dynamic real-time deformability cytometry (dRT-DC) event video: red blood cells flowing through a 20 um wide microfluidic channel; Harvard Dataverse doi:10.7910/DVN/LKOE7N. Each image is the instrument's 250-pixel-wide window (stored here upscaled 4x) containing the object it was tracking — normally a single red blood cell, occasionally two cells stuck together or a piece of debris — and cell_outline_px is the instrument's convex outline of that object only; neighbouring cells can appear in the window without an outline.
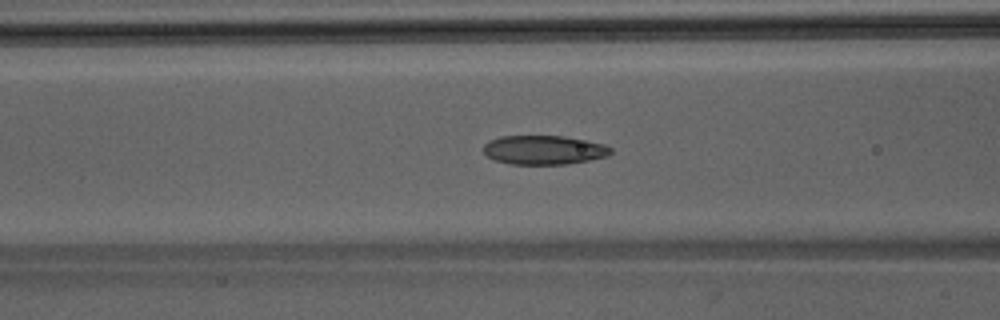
{"species": "Egyptian fruit bat (a non-hibernating species)", "species_latin": "Rousettus aegyptiacus", "temperature_condition": "room temperature", "stored_images_in_passage": 48, "camera_frame_rate_fps": 3000, "um_per_image_px": 0.085, "animal": {"sex": "male"}, "frame": {"image": 1, "passage_image": 19, "time_ms": 6.0, "image_size_px": [1000, 320], "cell_outline_px": [[612, 152], [608, 156], [588, 160], [564, 164], [512, 164], [496, 160], [488, 156], [484, 152], [484, 144], [488, 140], [500, 136], [564, 136], [588, 140], [604, 144], [612, 148]], "centroid_in_image_um": [46.25, 12.73], "position_along_channel_um": 120.4, "area_um2": 21.56}}
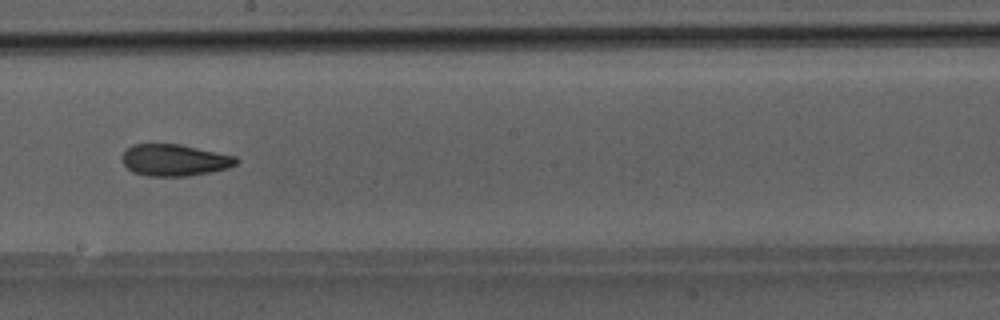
{"frame": {"image": 2, "passage_image": 27, "time_ms": 8.667, "image_size_px": [1000, 320], "cell_outline_px": [[240, 160], [236, 164], [228, 168], [212, 172], [188, 176], [148, 176], [132, 172], [120, 160], [124, 152], [132, 144], [180, 144], [236, 156]], "centroid_in_image_um": [14.84, 13.61], "position_along_channel_um": 233.4, "area_um2": 21.21}}
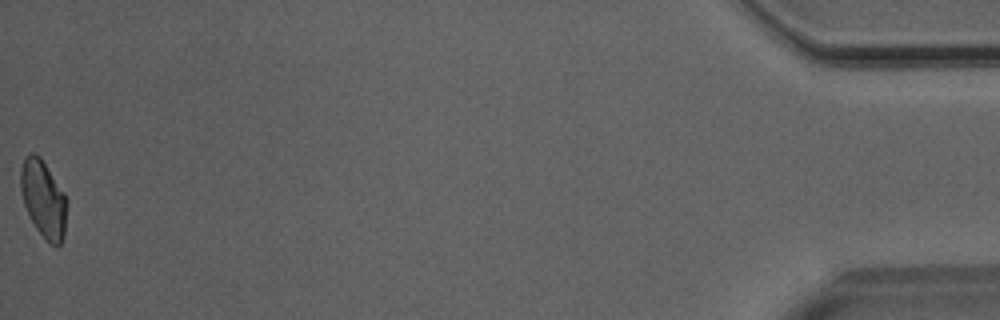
{"frame": {"image": 3, "passage_image": 48, "time_ms": 15.667, "image_size_px": [1000, 320], "cell_outline_px": [[68, 204], [64, 236], [60, 244], [56, 248], [48, 244], [36, 228], [24, 204], [20, 188], [20, 168], [24, 156], [32, 152], [36, 152], [40, 156], [64, 192], [68, 200]], "centroid_in_image_um": [3.71, 16.91], "position_along_channel_um": 431.5, "area_um2": 21.21}}